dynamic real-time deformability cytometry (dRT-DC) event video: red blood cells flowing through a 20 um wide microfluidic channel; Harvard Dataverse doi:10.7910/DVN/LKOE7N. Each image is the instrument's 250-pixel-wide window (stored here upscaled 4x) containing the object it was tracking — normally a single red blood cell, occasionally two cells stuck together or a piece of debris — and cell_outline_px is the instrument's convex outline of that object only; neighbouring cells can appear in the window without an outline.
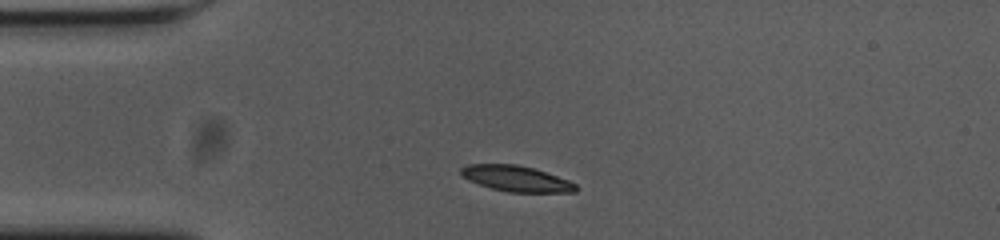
{"species": "common noctule bat (a hibernating species)", "species_latin": "Nyctalus noctula", "temperature_condition": "cold", "stored_images_in_passage": 43, "camera_frame_rate_fps": 3000, "um_per_image_px": 0.085, "animal": {"sex": "female", "body_mass_g": 23.0, "forearm_length_mm": 53.4}, "frame": {"image": 1, "passage_image": 1, "time_ms": 0.0, "image_size_px": [1000, 240], "cell_outline_px": [[580, 188], [576, 192], [508, 192], [492, 188], [468, 180], [460, 176], [460, 168], [468, 164], [516, 164], [532, 168], [568, 180], [576, 184]], "centroid_in_image_um": [43.86, 15.18], "position_along_channel_um": 41.1, "area_um2": 17.17}}
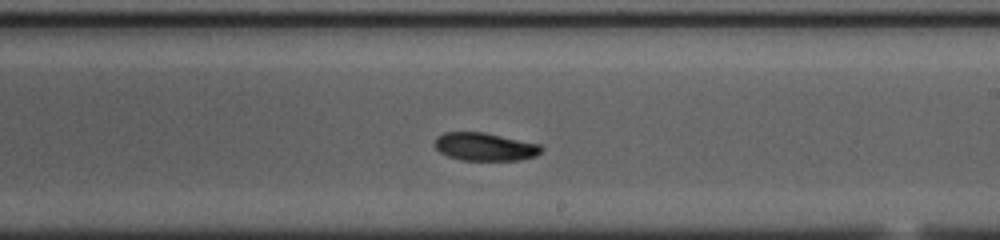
{"frame": {"image": 2, "passage_image": 20, "time_ms": 6.333, "image_size_px": [1000, 240], "cell_outline_px": [[544, 148], [536, 156], [520, 160], [460, 160], [448, 156], [440, 152], [436, 148], [436, 136], [444, 132], [484, 132], [540, 144]], "centroid_in_image_um": [41.23, 12.47], "position_along_channel_um": 247.8, "area_um2": 17.4}}
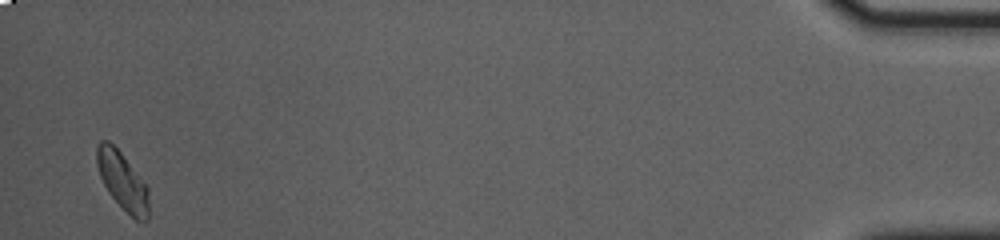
{"frame": {"image": 3, "passage_image": 42, "time_ms": 13.667, "image_size_px": [1000, 240], "cell_outline_px": [[148, 220], [136, 220], [108, 192], [100, 176], [96, 164], [96, 148], [100, 140], [108, 140], [120, 152], [148, 188]], "centroid_in_image_um": [10.38, 15.35], "position_along_channel_um": 424.8, "area_um2": 16.99}, "authors_computed_cell_mechanics": {"area_um2": 17.629, "velocity_mm_per_s": 3.6387, "shape_relaxation_time_tau1_ms": 2.0175, "shape_relaxation_time_tau2_ms": null, "deformation_change_tau1": 0.1137, "deformation_change_tau2": null}}